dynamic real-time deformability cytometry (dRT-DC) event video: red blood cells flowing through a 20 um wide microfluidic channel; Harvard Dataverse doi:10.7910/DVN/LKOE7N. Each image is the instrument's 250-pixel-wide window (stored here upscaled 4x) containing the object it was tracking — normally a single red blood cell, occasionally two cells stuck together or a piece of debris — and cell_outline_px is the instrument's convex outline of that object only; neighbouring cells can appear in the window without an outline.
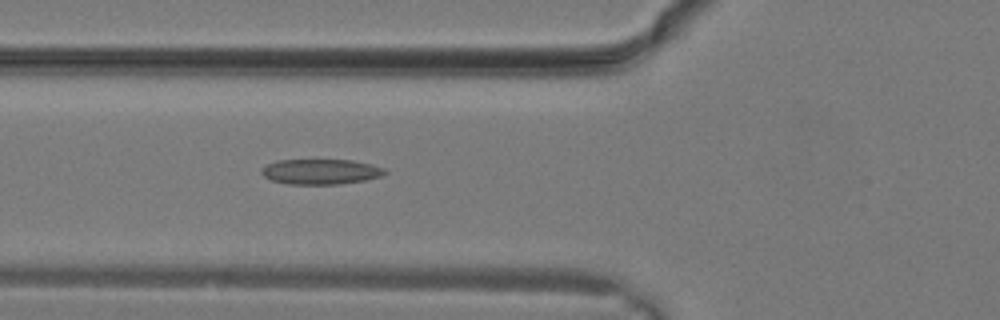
{"species": "common noctule bat (a hibernating species)", "species_latin": "Nyctalus noctula", "temperature_condition": "warm", "stored_images_in_passage": 11, "camera_frame_rate_fps": 3000, "um_per_image_px": 0.085, "animal": {"sex": "male", "body_mass_g": 19.2, "forearm_length_mm": 51.8}, "frame": {"image": 1, "passage_image": 11, "time_ms": 3.333, "image_size_px": [1000, 320], "cell_outline_px": [[388, 172], [380, 176], [364, 180], [336, 184], [288, 184], [272, 180], [264, 176], [260, 172], [260, 168], [264, 164], [276, 160], [352, 160], [384, 168]], "centroid_in_image_um": [27.18, 14.58], "position_along_channel_um": 98.6, "area_um2": 18.09}}